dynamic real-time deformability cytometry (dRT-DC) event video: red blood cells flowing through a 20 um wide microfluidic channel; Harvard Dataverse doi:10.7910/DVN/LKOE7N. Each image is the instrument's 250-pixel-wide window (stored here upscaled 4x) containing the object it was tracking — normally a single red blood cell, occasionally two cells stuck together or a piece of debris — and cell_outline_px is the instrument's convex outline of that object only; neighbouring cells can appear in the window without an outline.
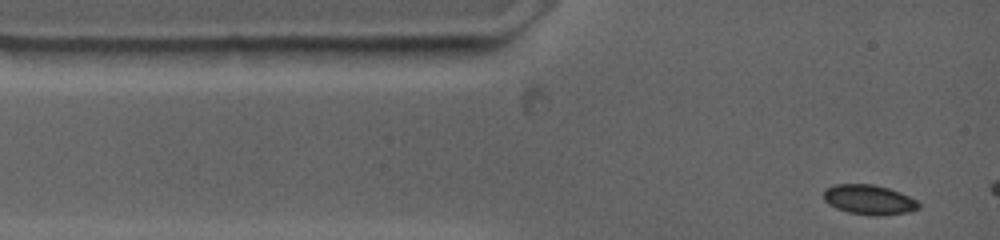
{"species": "common noctule bat (a hibernating species)", "species_latin": "Nyctalus noctula", "temperature_condition": "warm", "stored_images_in_passage": 3, "camera_frame_rate_fps": 4500, "um_per_image_px": 0.085, "animal": {"sex": "female", "body_mass_g": 19.0, "forearm_length_mm": 53.3}, "frame": {"image": 1, "passage_image": 3, "time_ms": 1.333, "image_size_px": [1000, 240], "cell_outline_px": [[920, 208], [912, 212], [876, 216], [872, 216], [848, 212], [836, 208], [828, 204], [824, 200], [824, 188], [836, 184], [872, 184], [888, 188], [908, 196], [916, 200], [920, 204]], "centroid_in_image_um": [73.86, 16.98], "position_along_channel_um": 11.1, "area_um2": 16.59}}